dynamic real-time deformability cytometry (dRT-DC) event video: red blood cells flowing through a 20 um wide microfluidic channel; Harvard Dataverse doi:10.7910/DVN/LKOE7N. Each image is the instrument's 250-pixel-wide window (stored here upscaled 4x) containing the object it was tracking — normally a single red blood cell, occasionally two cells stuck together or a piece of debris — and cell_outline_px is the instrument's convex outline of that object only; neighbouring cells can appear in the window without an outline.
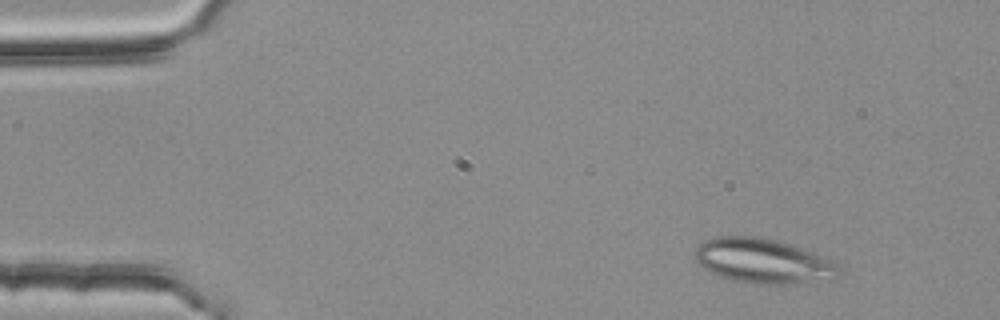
{"species": "common noctule bat (a hibernating species)", "species_latin": "Nyctalus noctula", "temperature_condition": "room temperature", "stored_images_in_passage": 3, "camera_frame_rate_fps": 3000, "um_per_image_px": 0.085, "animal": {"sex": "female", "body_mass_g": 25.1}, "frame": {"image": 1, "passage_image": 1, "time_ms": 0.0, "image_size_px": [1000, 320], "cell_outline_px": [[840, 276], [836, 280], [796, 284], [756, 284], [732, 280], [720, 276], [704, 268], [696, 260], [696, 248], [704, 240], [720, 236], [760, 236], [776, 240], [836, 260], [840, 264]], "centroid_in_image_um": [64.98, 22.21], "position_along_channel_um": 20.0, "area_um2": 38.03}}